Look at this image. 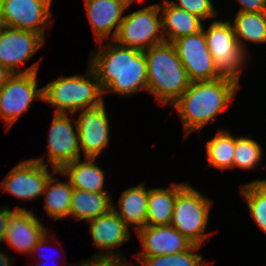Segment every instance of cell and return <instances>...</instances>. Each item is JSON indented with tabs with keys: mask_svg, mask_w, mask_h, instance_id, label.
Segmentation results:
<instances>
[{
	"mask_svg": "<svg viewBox=\"0 0 266 266\" xmlns=\"http://www.w3.org/2000/svg\"><path fill=\"white\" fill-rule=\"evenodd\" d=\"M176 201V183L169 188L149 189L146 225H170Z\"/></svg>",
	"mask_w": 266,
	"mask_h": 266,
	"instance_id": "cb8c5ba5",
	"label": "cell"
},
{
	"mask_svg": "<svg viewBox=\"0 0 266 266\" xmlns=\"http://www.w3.org/2000/svg\"><path fill=\"white\" fill-rule=\"evenodd\" d=\"M240 85L227 78L191 82L189 87L172 105L183 122L185 135L200 132L228 109Z\"/></svg>",
	"mask_w": 266,
	"mask_h": 266,
	"instance_id": "7a4b0ae2",
	"label": "cell"
},
{
	"mask_svg": "<svg viewBox=\"0 0 266 266\" xmlns=\"http://www.w3.org/2000/svg\"><path fill=\"white\" fill-rule=\"evenodd\" d=\"M73 187L68 181H59L52 175L45 187L44 207L52 219L63 220L69 217Z\"/></svg>",
	"mask_w": 266,
	"mask_h": 266,
	"instance_id": "d4e9b609",
	"label": "cell"
},
{
	"mask_svg": "<svg viewBox=\"0 0 266 266\" xmlns=\"http://www.w3.org/2000/svg\"><path fill=\"white\" fill-rule=\"evenodd\" d=\"M1 12H2V0H0V17H1Z\"/></svg>",
	"mask_w": 266,
	"mask_h": 266,
	"instance_id": "74e56055",
	"label": "cell"
},
{
	"mask_svg": "<svg viewBox=\"0 0 266 266\" xmlns=\"http://www.w3.org/2000/svg\"><path fill=\"white\" fill-rule=\"evenodd\" d=\"M17 210H26V208L19 206H16L14 209L5 206L0 207V243L4 242L10 218Z\"/></svg>",
	"mask_w": 266,
	"mask_h": 266,
	"instance_id": "1f68e13d",
	"label": "cell"
},
{
	"mask_svg": "<svg viewBox=\"0 0 266 266\" xmlns=\"http://www.w3.org/2000/svg\"><path fill=\"white\" fill-rule=\"evenodd\" d=\"M13 76V73L0 65V89L8 82V80Z\"/></svg>",
	"mask_w": 266,
	"mask_h": 266,
	"instance_id": "836d02e7",
	"label": "cell"
},
{
	"mask_svg": "<svg viewBox=\"0 0 266 266\" xmlns=\"http://www.w3.org/2000/svg\"><path fill=\"white\" fill-rule=\"evenodd\" d=\"M45 42L46 39L35 32L0 25V65L13 74L38 72L40 62L25 70L17 66L29 61Z\"/></svg>",
	"mask_w": 266,
	"mask_h": 266,
	"instance_id": "ba28073f",
	"label": "cell"
},
{
	"mask_svg": "<svg viewBox=\"0 0 266 266\" xmlns=\"http://www.w3.org/2000/svg\"><path fill=\"white\" fill-rule=\"evenodd\" d=\"M103 94L97 75L89 63L84 76L59 77L43 87V101L56 108L54 113L70 115L77 110L101 106L104 103Z\"/></svg>",
	"mask_w": 266,
	"mask_h": 266,
	"instance_id": "277c9868",
	"label": "cell"
},
{
	"mask_svg": "<svg viewBox=\"0 0 266 266\" xmlns=\"http://www.w3.org/2000/svg\"><path fill=\"white\" fill-rule=\"evenodd\" d=\"M236 147V137L225 129H219L217 134L205 145L209 166L224 171L233 169V157Z\"/></svg>",
	"mask_w": 266,
	"mask_h": 266,
	"instance_id": "484cf974",
	"label": "cell"
},
{
	"mask_svg": "<svg viewBox=\"0 0 266 266\" xmlns=\"http://www.w3.org/2000/svg\"><path fill=\"white\" fill-rule=\"evenodd\" d=\"M262 147L260 144L247 137H236V147L233 157V168L252 170L257 167L262 159Z\"/></svg>",
	"mask_w": 266,
	"mask_h": 266,
	"instance_id": "f1b7e54d",
	"label": "cell"
},
{
	"mask_svg": "<svg viewBox=\"0 0 266 266\" xmlns=\"http://www.w3.org/2000/svg\"><path fill=\"white\" fill-rule=\"evenodd\" d=\"M239 2L237 12H266V0H235Z\"/></svg>",
	"mask_w": 266,
	"mask_h": 266,
	"instance_id": "d6a6232c",
	"label": "cell"
},
{
	"mask_svg": "<svg viewBox=\"0 0 266 266\" xmlns=\"http://www.w3.org/2000/svg\"><path fill=\"white\" fill-rule=\"evenodd\" d=\"M73 264L69 265L72 266ZM73 266H129L127 263L112 257L91 256L83 263Z\"/></svg>",
	"mask_w": 266,
	"mask_h": 266,
	"instance_id": "4dcf8cb0",
	"label": "cell"
},
{
	"mask_svg": "<svg viewBox=\"0 0 266 266\" xmlns=\"http://www.w3.org/2000/svg\"><path fill=\"white\" fill-rule=\"evenodd\" d=\"M213 202L188 182L176 183V201L170 225L193 244L202 246Z\"/></svg>",
	"mask_w": 266,
	"mask_h": 266,
	"instance_id": "5b68a950",
	"label": "cell"
},
{
	"mask_svg": "<svg viewBox=\"0 0 266 266\" xmlns=\"http://www.w3.org/2000/svg\"><path fill=\"white\" fill-rule=\"evenodd\" d=\"M44 264H45V261L43 262V264H40V265H41V266H45ZM40 265H39V263H38V266H40Z\"/></svg>",
	"mask_w": 266,
	"mask_h": 266,
	"instance_id": "f35d334b",
	"label": "cell"
},
{
	"mask_svg": "<svg viewBox=\"0 0 266 266\" xmlns=\"http://www.w3.org/2000/svg\"><path fill=\"white\" fill-rule=\"evenodd\" d=\"M130 4L134 3L135 0H127ZM136 1H139L141 2L142 0H136Z\"/></svg>",
	"mask_w": 266,
	"mask_h": 266,
	"instance_id": "8d00e7d4",
	"label": "cell"
},
{
	"mask_svg": "<svg viewBox=\"0 0 266 266\" xmlns=\"http://www.w3.org/2000/svg\"><path fill=\"white\" fill-rule=\"evenodd\" d=\"M241 187L251 217L266 234V179L254 180Z\"/></svg>",
	"mask_w": 266,
	"mask_h": 266,
	"instance_id": "4316f807",
	"label": "cell"
},
{
	"mask_svg": "<svg viewBox=\"0 0 266 266\" xmlns=\"http://www.w3.org/2000/svg\"><path fill=\"white\" fill-rule=\"evenodd\" d=\"M113 41L142 52L165 42L159 4L148 5L125 15Z\"/></svg>",
	"mask_w": 266,
	"mask_h": 266,
	"instance_id": "52a82bcc",
	"label": "cell"
},
{
	"mask_svg": "<svg viewBox=\"0 0 266 266\" xmlns=\"http://www.w3.org/2000/svg\"><path fill=\"white\" fill-rule=\"evenodd\" d=\"M52 1L2 0L0 25L32 31L45 39L46 27L52 23Z\"/></svg>",
	"mask_w": 266,
	"mask_h": 266,
	"instance_id": "30bf717a",
	"label": "cell"
},
{
	"mask_svg": "<svg viewBox=\"0 0 266 266\" xmlns=\"http://www.w3.org/2000/svg\"><path fill=\"white\" fill-rule=\"evenodd\" d=\"M200 245L193 244L189 249L181 253L159 255L154 257L139 258L138 266H207L209 263L203 255L195 251L200 249Z\"/></svg>",
	"mask_w": 266,
	"mask_h": 266,
	"instance_id": "83f0119b",
	"label": "cell"
},
{
	"mask_svg": "<svg viewBox=\"0 0 266 266\" xmlns=\"http://www.w3.org/2000/svg\"><path fill=\"white\" fill-rule=\"evenodd\" d=\"M99 43L101 46L89 55L88 62L97 75L103 93L117 94L122 98L142 90L147 92L144 52L118 45L113 40Z\"/></svg>",
	"mask_w": 266,
	"mask_h": 266,
	"instance_id": "6da1fadb",
	"label": "cell"
},
{
	"mask_svg": "<svg viewBox=\"0 0 266 266\" xmlns=\"http://www.w3.org/2000/svg\"><path fill=\"white\" fill-rule=\"evenodd\" d=\"M239 46L246 51V43L266 44V12H237L230 21Z\"/></svg>",
	"mask_w": 266,
	"mask_h": 266,
	"instance_id": "603a6c76",
	"label": "cell"
},
{
	"mask_svg": "<svg viewBox=\"0 0 266 266\" xmlns=\"http://www.w3.org/2000/svg\"><path fill=\"white\" fill-rule=\"evenodd\" d=\"M171 2L179 8L198 16L204 22L208 18L216 17L218 13L212 4V0H173Z\"/></svg>",
	"mask_w": 266,
	"mask_h": 266,
	"instance_id": "f546056e",
	"label": "cell"
},
{
	"mask_svg": "<svg viewBox=\"0 0 266 266\" xmlns=\"http://www.w3.org/2000/svg\"><path fill=\"white\" fill-rule=\"evenodd\" d=\"M147 61V93L163 106H172L190 85L185 67L172 43L163 42L144 51Z\"/></svg>",
	"mask_w": 266,
	"mask_h": 266,
	"instance_id": "3957f363",
	"label": "cell"
},
{
	"mask_svg": "<svg viewBox=\"0 0 266 266\" xmlns=\"http://www.w3.org/2000/svg\"><path fill=\"white\" fill-rule=\"evenodd\" d=\"M113 208L108 192H91L73 188L69 217L76 221L98 218Z\"/></svg>",
	"mask_w": 266,
	"mask_h": 266,
	"instance_id": "7402d4cb",
	"label": "cell"
},
{
	"mask_svg": "<svg viewBox=\"0 0 266 266\" xmlns=\"http://www.w3.org/2000/svg\"><path fill=\"white\" fill-rule=\"evenodd\" d=\"M84 1L86 18L91 24L97 42L114 40L124 19V12L131 4L127 0Z\"/></svg>",
	"mask_w": 266,
	"mask_h": 266,
	"instance_id": "2e32d148",
	"label": "cell"
},
{
	"mask_svg": "<svg viewBox=\"0 0 266 266\" xmlns=\"http://www.w3.org/2000/svg\"><path fill=\"white\" fill-rule=\"evenodd\" d=\"M159 7L165 42L172 43L180 37L197 34L205 26L201 18L179 8L169 0H164Z\"/></svg>",
	"mask_w": 266,
	"mask_h": 266,
	"instance_id": "d6986e66",
	"label": "cell"
},
{
	"mask_svg": "<svg viewBox=\"0 0 266 266\" xmlns=\"http://www.w3.org/2000/svg\"><path fill=\"white\" fill-rule=\"evenodd\" d=\"M80 116L76 120L79 132V148L85 157L97 158L109 144L110 124L105 108L101 106L77 110Z\"/></svg>",
	"mask_w": 266,
	"mask_h": 266,
	"instance_id": "5bb4252c",
	"label": "cell"
},
{
	"mask_svg": "<svg viewBox=\"0 0 266 266\" xmlns=\"http://www.w3.org/2000/svg\"><path fill=\"white\" fill-rule=\"evenodd\" d=\"M69 114L54 113L48 136V159L33 158L44 165L50 163L53 168L60 170L67 163L81 158L79 148V132L76 119L73 128ZM46 162V163H45Z\"/></svg>",
	"mask_w": 266,
	"mask_h": 266,
	"instance_id": "8fae6325",
	"label": "cell"
},
{
	"mask_svg": "<svg viewBox=\"0 0 266 266\" xmlns=\"http://www.w3.org/2000/svg\"><path fill=\"white\" fill-rule=\"evenodd\" d=\"M177 55L186 69L190 82L220 78L214 67V59L207 46L204 31L183 36L173 41Z\"/></svg>",
	"mask_w": 266,
	"mask_h": 266,
	"instance_id": "4fadbf2b",
	"label": "cell"
},
{
	"mask_svg": "<svg viewBox=\"0 0 266 266\" xmlns=\"http://www.w3.org/2000/svg\"><path fill=\"white\" fill-rule=\"evenodd\" d=\"M88 222L94 245L98 249V253L94 256L112 257L127 263L118 249L130 239L131 233L114 209Z\"/></svg>",
	"mask_w": 266,
	"mask_h": 266,
	"instance_id": "9a60e30c",
	"label": "cell"
},
{
	"mask_svg": "<svg viewBox=\"0 0 266 266\" xmlns=\"http://www.w3.org/2000/svg\"><path fill=\"white\" fill-rule=\"evenodd\" d=\"M37 74H13L0 89V118L7 130L29 110L34 99L43 101V87L37 88Z\"/></svg>",
	"mask_w": 266,
	"mask_h": 266,
	"instance_id": "9c48e42d",
	"label": "cell"
},
{
	"mask_svg": "<svg viewBox=\"0 0 266 266\" xmlns=\"http://www.w3.org/2000/svg\"><path fill=\"white\" fill-rule=\"evenodd\" d=\"M53 238L52 236L50 237L48 234H46L33 248L32 253H37V251L41 250L42 247H45V244L48 243V239ZM47 241V242H46ZM45 256V255H44ZM44 258V259H43ZM39 261H41V259H43V261H45L46 257H43L42 255L38 257Z\"/></svg>",
	"mask_w": 266,
	"mask_h": 266,
	"instance_id": "e575fe53",
	"label": "cell"
},
{
	"mask_svg": "<svg viewBox=\"0 0 266 266\" xmlns=\"http://www.w3.org/2000/svg\"><path fill=\"white\" fill-rule=\"evenodd\" d=\"M10 259L11 257L0 251V266H11Z\"/></svg>",
	"mask_w": 266,
	"mask_h": 266,
	"instance_id": "d590c367",
	"label": "cell"
},
{
	"mask_svg": "<svg viewBox=\"0 0 266 266\" xmlns=\"http://www.w3.org/2000/svg\"><path fill=\"white\" fill-rule=\"evenodd\" d=\"M202 30L217 74L239 85L249 54L239 46L231 22L217 19L207 29L203 27Z\"/></svg>",
	"mask_w": 266,
	"mask_h": 266,
	"instance_id": "8992f818",
	"label": "cell"
},
{
	"mask_svg": "<svg viewBox=\"0 0 266 266\" xmlns=\"http://www.w3.org/2000/svg\"><path fill=\"white\" fill-rule=\"evenodd\" d=\"M149 189L144 181L137 186L125 189L118 199V209L113 203V209L119 218L130 228L134 225V231L146 226L147 203Z\"/></svg>",
	"mask_w": 266,
	"mask_h": 266,
	"instance_id": "ffe728a7",
	"label": "cell"
},
{
	"mask_svg": "<svg viewBox=\"0 0 266 266\" xmlns=\"http://www.w3.org/2000/svg\"><path fill=\"white\" fill-rule=\"evenodd\" d=\"M52 171L50 173L47 165L33 158L21 161L4 177L0 188L17 199L32 201V199L43 196L49 178L58 170L53 168Z\"/></svg>",
	"mask_w": 266,
	"mask_h": 266,
	"instance_id": "7c38bea8",
	"label": "cell"
},
{
	"mask_svg": "<svg viewBox=\"0 0 266 266\" xmlns=\"http://www.w3.org/2000/svg\"><path fill=\"white\" fill-rule=\"evenodd\" d=\"M86 161L76 159L67 163L57 174L63 177L67 176L73 188L91 192H106L105 173L101 167L96 164V158L86 157Z\"/></svg>",
	"mask_w": 266,
	"mask_h": 266,
	"instance_id": "44dd1931",
	"label": "cell"
},
{
	"mask_svg": "<svg viewBox=\"0 0 266 266\" xmlns=\"http://www.w3.org/2000/svg\"><path fill=\"white\" fill-rule=\"evenodd\" d=\"M143 250L136 257H154L159 255L181 253L193 243L183 236L172 225L148 226L137 232Z\"/></svg>",
	"mask_w": 266,
	"mask_h": 266,
	"instance_id": "e0dca14e",
	"label": "cell"
},
{
	"mask_svg": "<svg viewBox=\"0 0 266 266\" xmlns=\"http://www.w3.org/2000/svg\"><path fill=\"white\" fill-rule=\"evenodd\" d=\"M43 225L32 210H17L10 218L4 242L15 252L31 254L34 246L49 233Z\"/></svg>",
	"mask_w": 266,
	"mask_h": 266,
	"instance_id": "ac0fdd59",
	"label": "cell"
}]
</instances>
